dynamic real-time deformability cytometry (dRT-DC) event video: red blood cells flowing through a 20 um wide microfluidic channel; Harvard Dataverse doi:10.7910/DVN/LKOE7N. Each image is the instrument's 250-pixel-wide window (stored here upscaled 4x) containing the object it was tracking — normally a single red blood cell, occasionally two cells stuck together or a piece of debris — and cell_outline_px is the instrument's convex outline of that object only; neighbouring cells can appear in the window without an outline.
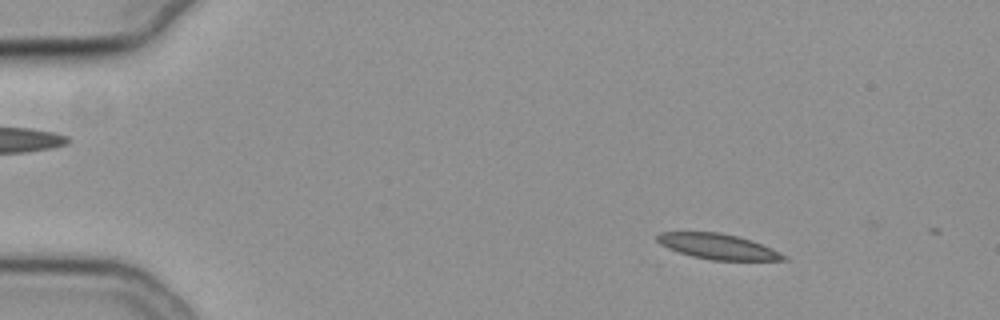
{"species": "common noctule bat (a hibernating species)", "species_latin": "Nyctalus noctula", "temperature_condition": "cold", "stored_images_in_passage": 4, "camera_frame_rate_fps": 3000, "um_per_image_px": 0.085, "animal": {"sex": "female", "body_mass_g": 19.3, "forearm_length_mm": 54.1}, "frame": {"image": 1, "passage_image": 3, "time_ms": 0.667, "image_size_px": [1000, 320], "cell_outline_px": [[792, 260], [712, 260], [692, 256], [668, 248], [660, 244], [656, 240], [656, 236], [660, 232], [720, 232], [752, 240], [772, 248], [788, 256]], "centroid_in_image_um": [61.06, 20.95], "position_along_channel_um": 23.9, "area_um2": 18.73}}